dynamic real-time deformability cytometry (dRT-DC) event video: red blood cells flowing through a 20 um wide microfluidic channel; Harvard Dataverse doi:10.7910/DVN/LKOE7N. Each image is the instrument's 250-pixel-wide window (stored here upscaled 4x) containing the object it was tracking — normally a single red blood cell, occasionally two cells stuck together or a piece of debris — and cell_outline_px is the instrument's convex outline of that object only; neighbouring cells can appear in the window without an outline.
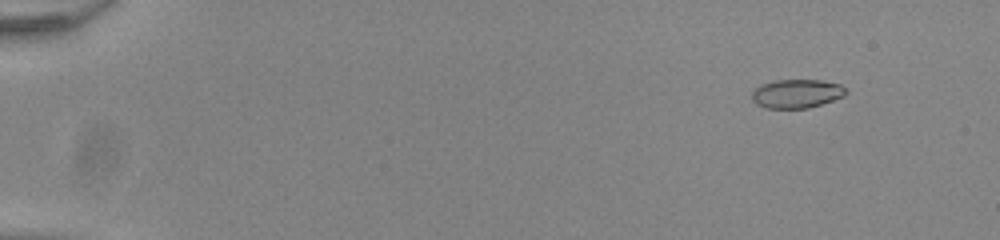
{"species": "common noctule bat (a hibernating species)", "species_latin": "Nyctalus noctula", "temperature_condition": "room temperature", "stored_images_in_passage": 51, "camera_frame_rate_fps": 3000, "um_per_image_px": 0.085, "animal": {"sex": "male", "body_mass_g": 20.0, "forearm_length_mm": 53.3}, "frame": {"image": 1, "passage_image": 2, "time_ms": 0.333, "image_size_px": [1000, 240], "cell_outline_px": [[848, 92], [844, 96], [808, 108], [764, 108], [756, 104], [752, 100], [752, 92], [760, 84], [776, 80], [820, 80], [840, 84]], "centroid_in_image_um": [67.69, 7.96], "position_along_channel_um": 17.3, "area_um2": 15.72}}
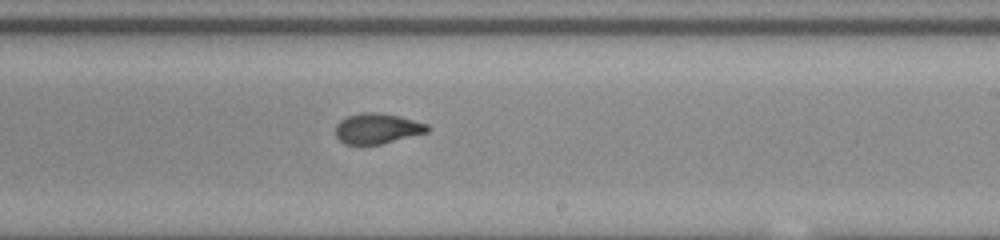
{"frame": {"image": 2, "passage_image": 31, "time_ms": 10.0, "image_size_px": [1000, 240], "cell_outline_px": [[428, 132], [380, 144], [344, 144], [336, 136], [336, 124], [340, 120], [348, 116], [360, 112], [380, 112], [400, 116], [428, 124]], "centroid_in_image_um": [32.05, 10.91], "position_along_channel_um": 256.9, "area_um2": 16.24}}
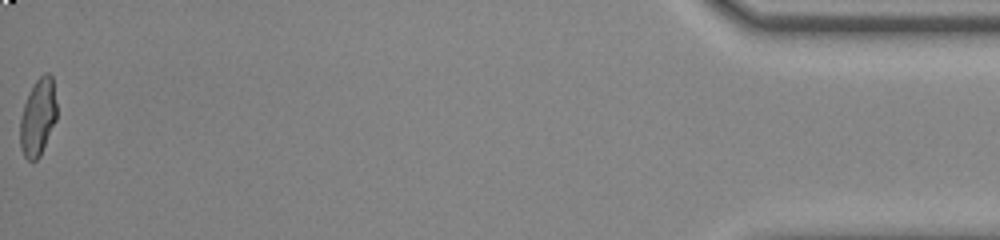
{"frame": {"image": 3, "passage_image": 51, "time_ms": 16.667, "image_size_px": [1000, 240], "cell_outline_px": [[56, 120], [40, 156], [36, 160], [28, 160], [24, 156], [20, 148], [20, 120], [24, 104], [28, 92], [32, 84], [44, 72], [48, 72], [52, 76], [56, 104]], "centroid_in_image_um": [3.21, 9.94], "position_along_channel_um": 432.0, "area_um2": 16.53}, "authors_computed_cell_mechanics": {"area_um2": 16.6464, "velocity_mm_per_s": 3.9137, "shape_relaxation_time_tau1_ms": null, "shape_relaxation_time_tau2_ms": 1.013, "deformation_change_tau1": null, "deformation_change_tau2": 0.0629}}